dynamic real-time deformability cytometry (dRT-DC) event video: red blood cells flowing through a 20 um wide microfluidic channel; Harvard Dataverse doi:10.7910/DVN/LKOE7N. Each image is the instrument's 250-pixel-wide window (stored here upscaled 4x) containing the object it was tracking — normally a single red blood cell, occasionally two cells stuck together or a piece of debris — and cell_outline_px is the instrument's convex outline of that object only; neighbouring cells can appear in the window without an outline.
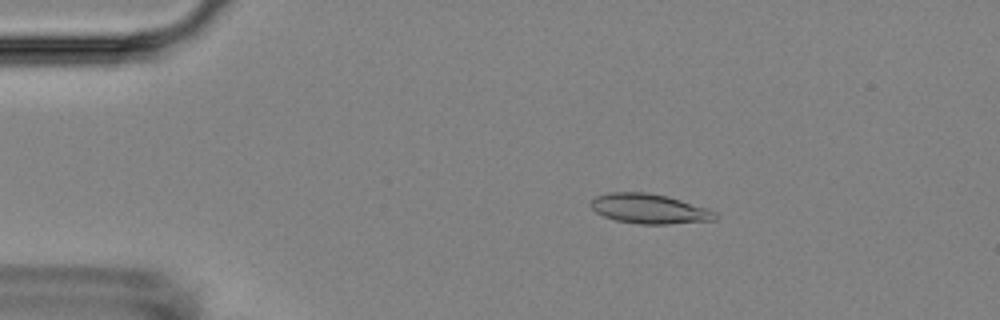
{"species": "Egyptian fruit bat (a non-hibernating species)", "species_latin": "Rousettus aegyptiacus", "temperature_condition": "room temperature", "stored_images_in_passage": 17, "camera_frame_rate_fps": 3000, "um_per_image_px": 0.085, "animal": {"sex": "female"}, "frame": {"image": 1, "passage_image": 10, "time_ms": 3.0, "image_size_px": [1000, 320], "cell_outline_px": [[716, 220], [668, 224], [640, 224], [616, 220], [604, 216], [596, 212], [588, 204], [596, 196], [608, 192], [648, 192], [668, 196], [708, 208], [716, 212]], "centroid_in_image_um": [55.19, 17.73], "position_along_channel_um": 29.8, "area_um2": 21.68}}